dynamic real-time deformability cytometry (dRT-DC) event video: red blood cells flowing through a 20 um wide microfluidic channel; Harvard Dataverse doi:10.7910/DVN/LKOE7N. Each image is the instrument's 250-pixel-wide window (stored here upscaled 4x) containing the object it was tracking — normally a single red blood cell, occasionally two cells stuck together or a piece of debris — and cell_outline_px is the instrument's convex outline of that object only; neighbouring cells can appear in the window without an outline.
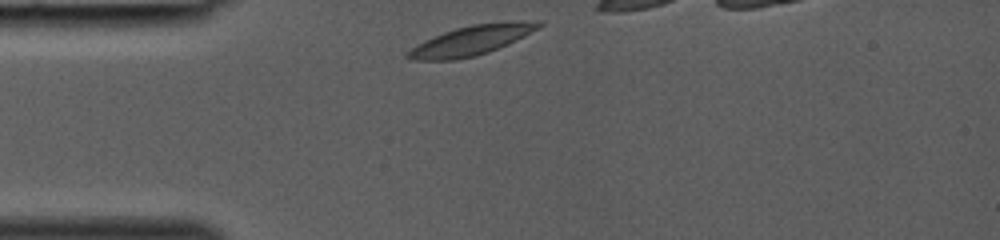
{"species": "common noctule bat (a hibernating species)", "species_latin": "Nyctalus noctula", "temperature_condition": "room temperature", "stored_images_in_passage": 9, "camera_frame_rate_fps": 3000, "um_per_image_px": 0.085, "animal": {"sex": "female", "body_mass_g": 19.0, "forearm_length_mm": 53.3}, "frame": {"image": 1, "passage_image": 1, "time_ms": 0.0, "image_size_px": [1000, 240], "cell_outline_px": [[544, 24], [540, 28], [508, 44], [488, 52], [476, 56], [456, 60], [408, 60], [404, 56], [412, 48], [424, 40], [444, 32], [456, 28], [472, 24], [520, 20], [544, 20]], "centroid_in_image_um": [40.13, 3.42], "position_along_channel_um": 44.9, "area_um2": 22.83}}
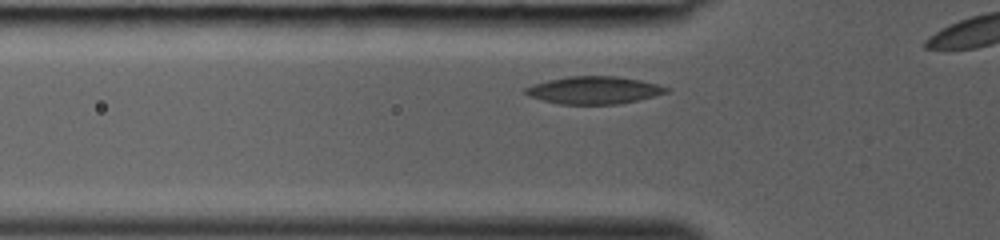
{"frame": {"image": 2, "passage_image": 4, "time_ms": 1.0, "image_size_px": [1000, 240], "cell_outline_px": [[668, 92], [620, 104], [560, 104], [528, 96], [524, 92], [524, 88], [532, 84], [548, 80], [568, 76], [616, 76], [640, 80], [656, 84], [668, 88]], "centroid_in_image_um": [50.44, 7.66], "position_along_channel_um": 75.4, "area_um2": 22.37}}
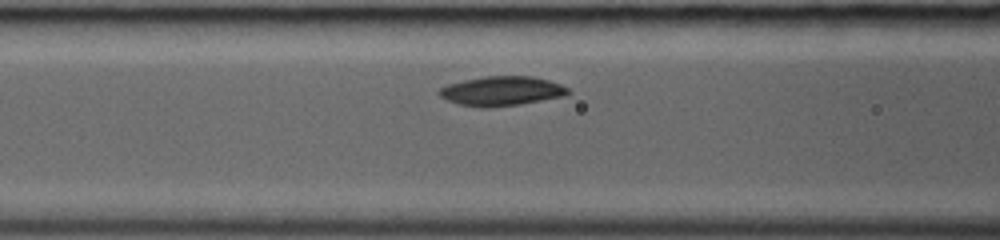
{"frame": {"image": 3, "passage_image": 7, "time_ms": 2.0, "image_size_px": [1000, 240], "cell_outline_px": [[572, 92], [564, 96], [520, 104], [492, 108], [480, 108], [460, 104], [448, 100], [440, 96], [436, 92], [444, 84], [484, 76], [532, 76], [548, 80], [560, 84], [568, 88]], "centroid_in_image_um": [42.61, 7.74], "position_along_channel_um": 124.0, "area_um2": 22.31}}